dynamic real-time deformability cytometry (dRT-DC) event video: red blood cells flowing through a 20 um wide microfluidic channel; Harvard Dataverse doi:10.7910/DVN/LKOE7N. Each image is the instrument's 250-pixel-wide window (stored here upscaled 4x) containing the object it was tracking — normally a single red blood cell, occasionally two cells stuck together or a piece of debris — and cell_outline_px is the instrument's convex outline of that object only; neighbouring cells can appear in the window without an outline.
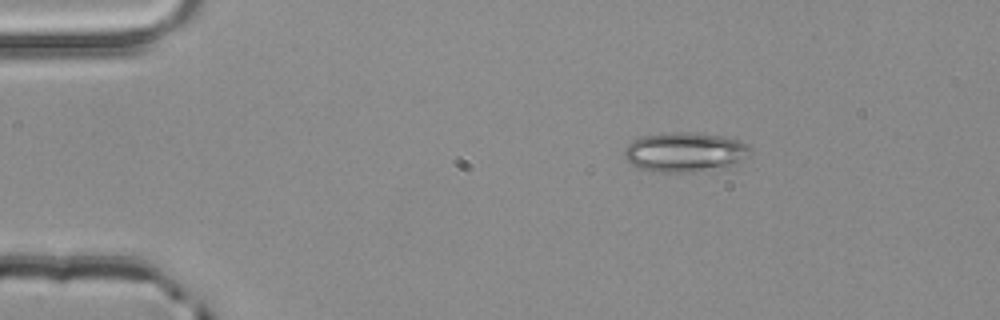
{"species": "common noctule bat (a hibernating species)", "species_latin": "Nyctalus noctula", "temperature_condition": "room temperature", "stored_images_in_passage": 3, "camera_frame_rate_fps": 3000, "um_per_image_px": 0.085, "animal": {"sex": "male", "body_mass_g": 20.4}, "frame": {"image": 1, "passage_image": 1, "time_ms": 0.0, "image_size_px": [1000, 320], "cell_outline_px": [[752, 148], [748, 156], [728, 168], [692, 172], [652, 172], [640, 168], [632, 164], [628, 160], [624, 152], [624, 148], [632, 140], [644, 136], [676, 132], [724, 136], [740, 140], [748, 144]], "centroid_in_image_um": [58.27, 12.95], "position_along_channel_um": 26.7, "area_um2": 29.13}}